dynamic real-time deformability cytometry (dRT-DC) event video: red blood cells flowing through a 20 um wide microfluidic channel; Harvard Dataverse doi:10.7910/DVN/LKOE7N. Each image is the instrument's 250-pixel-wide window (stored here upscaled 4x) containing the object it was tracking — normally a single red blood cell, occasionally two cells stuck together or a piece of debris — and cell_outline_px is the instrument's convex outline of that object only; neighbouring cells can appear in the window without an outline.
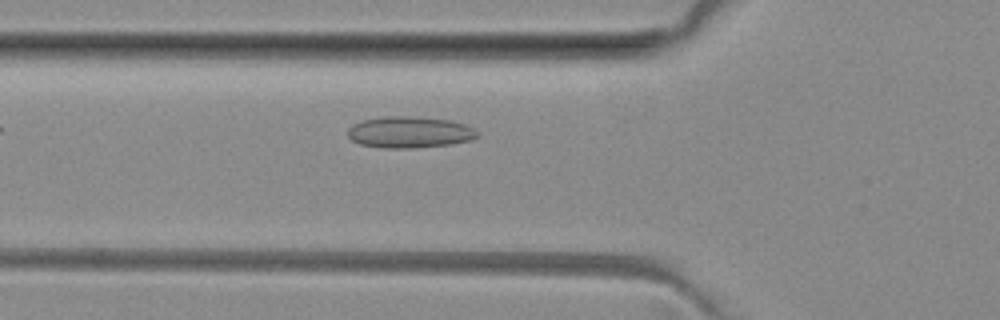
{"species": "common noctule bat (a hibernating species)", "species_latin": "Nyctalus noctula", "temperature_condition": "room temperature", "stored_images_in_passage": 5, "camera_frame_rate_fps": 3000, "um_per_image_px": 0.085, "animal": {"sex": "female", "body_mass_g": 29.2, "forearm_length_mm": 56.3}, "frame": {"image": 1, "passage_image": 5, "time_ms": 4.667, "image_size_px": [1000, 320], "cell_outline_px": [[480, 136], [472, 140], [448, 144], [412, 148], [384, 148], [360, 144], [352, 140], [348, 136], [348, 128], [352, 124], [360, 120], [384, 116], [408, 116], [448, 120], [464, 124], [480, 132]], "centroid_in_image_um": [34.79, 11.23], "position_along_channel_um": 91.0, "area_um2": 23.76}}